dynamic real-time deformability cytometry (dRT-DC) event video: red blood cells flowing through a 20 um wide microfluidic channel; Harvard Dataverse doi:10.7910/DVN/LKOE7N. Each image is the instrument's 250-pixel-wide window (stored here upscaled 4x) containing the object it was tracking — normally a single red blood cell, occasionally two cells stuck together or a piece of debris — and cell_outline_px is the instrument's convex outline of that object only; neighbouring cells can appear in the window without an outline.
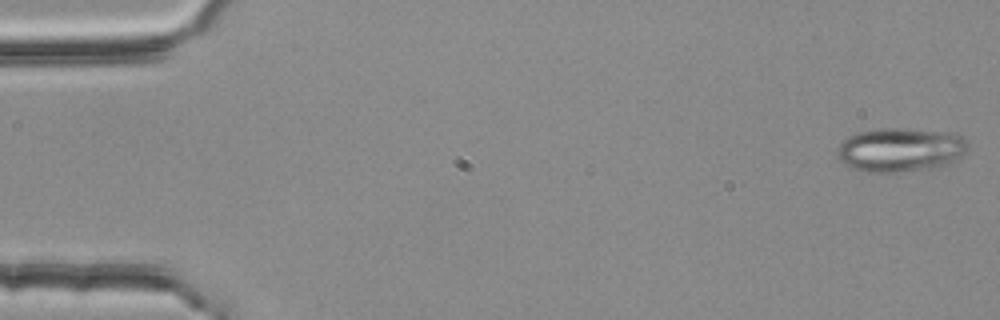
{"species": "common noctule bat (a hibernating species)", "species_latin": "Nyctalus noctula", "temperature_condition": "room temperature", "stored_images_in_passage": 54, "camera_frame_rate_fps": 3000, "um_per_image_px": 0.085, "animal": {"sex": "female", "body_mass_g": 25.1}, "frame": {"image": 1, "passage_image": 1, "time_ms": 0.0, "image_size_px": [1000, 320], "cell_outline_px": [[968, 148], [952, 164], [932, 168], [892, 172], [864, 172], [852, 168], [844, 164], [836, 156], [836, 148], [848, 136], [856, 132], [884, 128], [892, 128], [952, 132], [964, 136], [968, 144]], "centroid_in_image_um": [76.53, 12.73], "position_along_channel_um": 8.5, "area_um2": 33.76}}
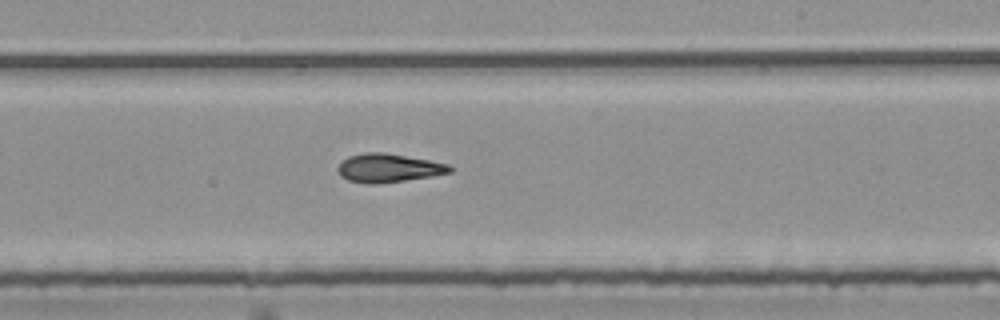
{"frame": {"image": 2, "passage_image": 32, "time_ms": 10.333, "image_size_px": [1000, 320], "cell_outline_px": [[452, 172], [432, 176], [376, 184], [372, 184], [348, 180], [340, 176], [336, 168], [348, 156], [364, 152], [384, 152], [428, 160], [448, 164], [452, 168]], "centroid_in_image_um": [32.99, 14.27], "position_along_channel_um": 256.0, "area_um2": 18.5}}
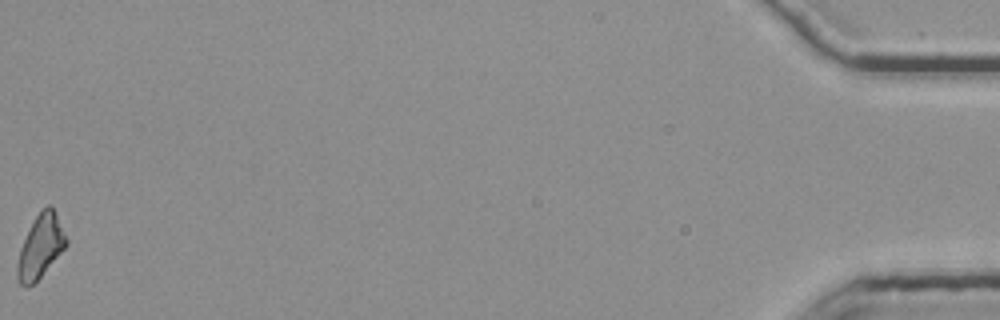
{"frame": {"image": 3, "passage_image": 54, "time_ms": 17.667, "image_size_px": [1000, 320], "cell_outline_px": [[68, 244], [40, 276], [32, 284], [20, 284], [16, 276], [16, 264], [20, 248], [36, 216], [48, 204], [52, 208], [68, 240]], "centroid_in_image_um": [3.43, 20.96], "position_along_channel_um": 431.8, "area_um2": 17.22}, "authors_computed_cell_mechanics": {"area_um2": 18.4671, "velocity_mm_per_s": 3.8101, "shape_relaxation_time_tau1_ms": null, "shape_relaxation_time_tau2_ms": 5.319, "deformation_change_tau1": null, "deformation_change_tau2": 0.1476}}